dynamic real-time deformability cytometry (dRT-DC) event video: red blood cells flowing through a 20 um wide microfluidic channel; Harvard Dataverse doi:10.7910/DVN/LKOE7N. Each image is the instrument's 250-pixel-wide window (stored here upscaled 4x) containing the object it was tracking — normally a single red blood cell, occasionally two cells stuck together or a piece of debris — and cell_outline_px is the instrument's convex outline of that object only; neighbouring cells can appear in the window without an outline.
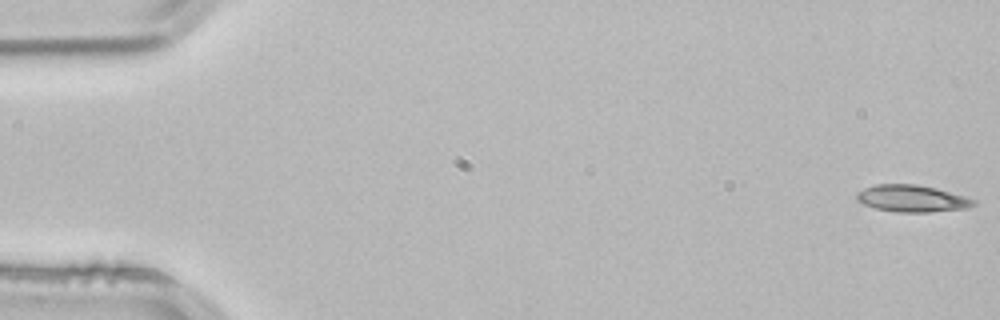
{"species": "common noctule bat (a hibernating species)", "species_latin": "Nyctalus noctula", "temperature_condition": "room temperature", "stored_images_in_passage": 53, "camera_frame_rate_fps": 3000, "um_per_image_px": 0.085, "animal": {"sex": "male", "body_mass_g": 21.5, "forearm_length_mm": 52.0}, "frame": {"image": 1, "passage_image": 1, "time_ms": 0.0, "image_size_px": [1000, 320], "cell_outline_px": [[976, 204], [968, 208], [928, 212], [896, 212], [876, 208], [864, 204], [856, 200], [856, 192], [864, 188], [876, 184], [916, 184], [936, 188], [964, 196], [976, 200]], "centroid_in_image_um": [77.51, 16.87], "position_along_channel_um": 7.5, "area_um2": 18.32}}
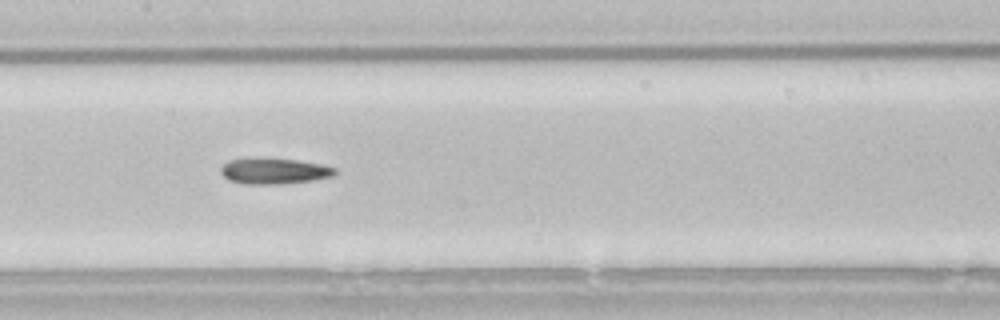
{"frame": {"image": 2, "passage_image": 26, "time_ms": 8.333, "image_size_px": [1000, 320], "cell_outline_px": [[336, 172], [332, 176], [312, 180], [280, 184], [244, 184], [228, 180], [220, 172], [220, 168], [228, 160], [296, 160], [324, 164], [336, 168]], "centroid_in_image_um": [23.32, 14.57], "position_along_channel_um": 184.1, "area_um2": 16.65}}
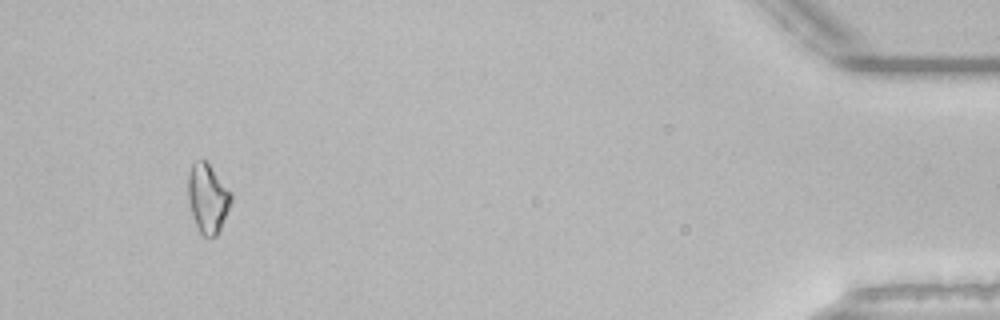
{"frame": {"image": 3, "passage_image": 50, "time_ms": 16.333, "image_size_px": [1000, 320], "cell_outline_px": [[232, 200], [220, 228], [216, 236], [204, 236], [200, 232], [192, 216], [188, 200], [188, 172], [192, 164], [196, 160], [204, 160], [208, 164], [232, 192]], "centroid_in_image_um": [17.64, 16.84], "position_along_channel_um": 417.6, "area_um2": 17.11}, "authors_computed_cell_mechanics": {"area_um2": 17.1088, "velocity_mm_per_s": 3.852, "shape_relaxation_time_tau1_ms": 10.4023, "shape_relaxation_time_tau2_ms": null, "deformation_change_tau1": 0.1738, "deformation_change_tau2": null}}